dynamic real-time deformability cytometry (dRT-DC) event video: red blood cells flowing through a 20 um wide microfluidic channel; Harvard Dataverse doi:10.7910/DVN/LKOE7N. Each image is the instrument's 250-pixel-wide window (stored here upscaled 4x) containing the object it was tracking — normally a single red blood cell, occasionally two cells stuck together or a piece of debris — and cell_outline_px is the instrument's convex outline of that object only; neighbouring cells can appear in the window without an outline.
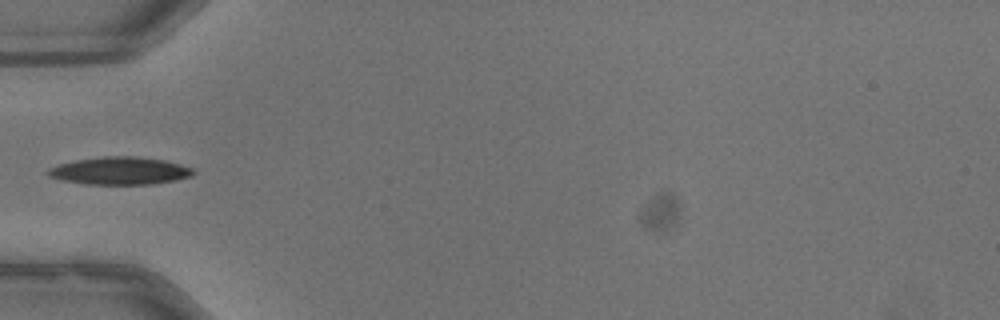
{"species": "common noctule bat (a hibernating species)", "species_latin": "Nyctalus noctula", "temperature_condition": "warm", "stored_images_in_passage": 27, "camera_frame_rate_fps": 3000, "um_per_image_px": 0.085, "animal": {"sex": "male", "body_mass_g": 13.3}, "frame": {"image": 1, "passage_image": 1, "time_ms": 0.0, "image_size_px": [1000, 320], "cell_outline_px": [[196, 172], [192, 176], [176, 180], [152, 184], [84, 184], [60, 180], [48, 176], [44, 172], [48, 168], [60, 164], [76, 160], [104, 156], [136, 156], [164, 160], [180, 164], [192, 168]], "centroid_in_image_um": [10.17, 14.52], "position_along_channel_um": 74.8, "area_um2": 23.52}}
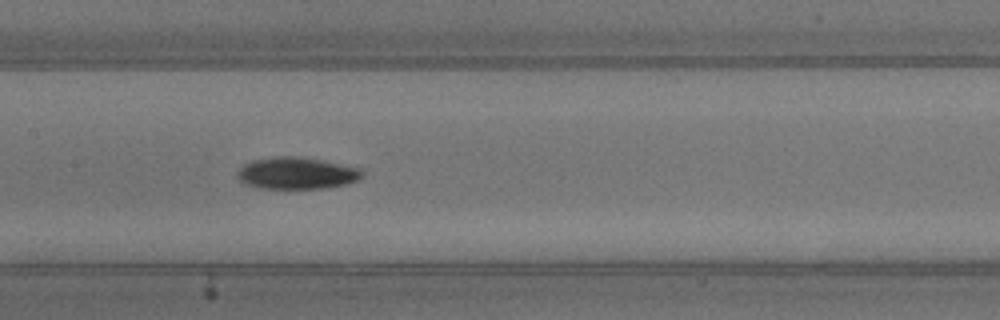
{"frame": {"image": 2, "passage_image": 9, "time_ms": 2.667, "image_size_px": [1000, 320], "cell_outline_px": [[364, 176], [360, 180], [344, 184], [324, 188], [260, 188], [244, 184], [236, 176], [236, 172], [244, 164], [252, 160], [272, 156], [296, 156], [320, 160], [360, 168], [364, 172]], "centroid_in_image_um": [25.2, 14.72], "position_along_channel_um": 182.2, "area_um2": 23.24}}
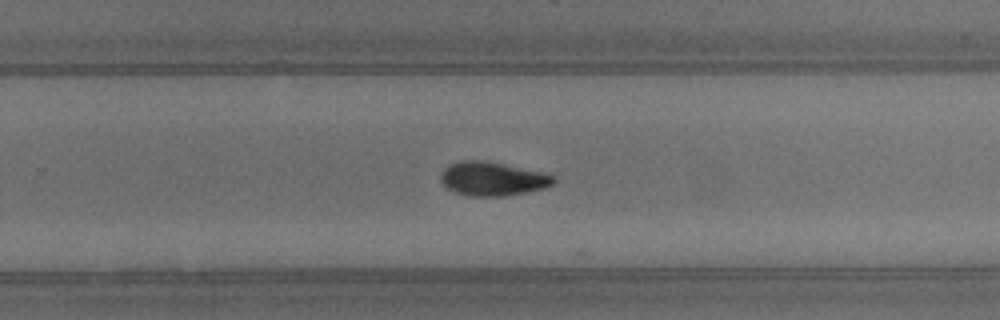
{"frame": {"image": 3, "passage_image": 17, "time_ms": 5.333, "image_size_px": [1000, 320], "cell_outline_px": [[556, 180], [552, 184], [544, 188], [504, 196], [472, 196], [456, 192], [448, 188], [440, 180], [440, 176], [444, 168], [448, 164], [460, 160], [484, 160], [552, 172], [556, 176]], "centroid_in_image_um": [41.93, 15.16], "position_along_channel_um": 287.9, "area_um2": 22.72}, "authors_computed_cell_mechanics": {"area_um2": 22.7154, "velocity_mm_per_s": 3.9882, "shape_relaxation_time_tau1_ms": 6.1555, "shape_relaxation_time_tau2_ms": null, "deformation_change_tau1": 0.2058, "deformation_change_tau2": null}}